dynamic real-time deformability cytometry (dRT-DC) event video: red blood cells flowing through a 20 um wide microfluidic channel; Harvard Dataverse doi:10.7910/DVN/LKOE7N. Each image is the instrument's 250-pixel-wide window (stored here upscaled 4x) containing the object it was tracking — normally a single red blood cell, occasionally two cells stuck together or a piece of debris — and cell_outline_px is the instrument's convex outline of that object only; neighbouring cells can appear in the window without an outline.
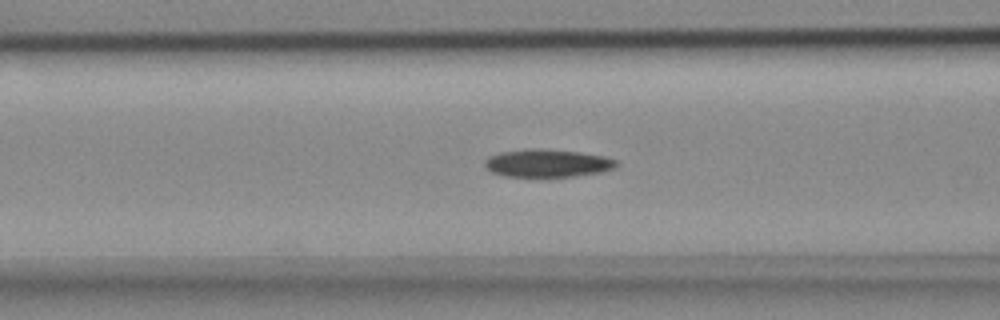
{"species": "common noctule bat (a hibernating species)", "species_latin": "Nyctalus noctula", "temperature_condition": "cold", "stored_images_in_passage": 48, "camera_frame_rate_fps": 3000, "um_per_image_px": 0.085, "animal": {"sex": "female", "body_mass_g": 18.4}, "frame": {"image": 1, "passage_image": 15, "time_ms": 4.667, "image_size_px": [1000, 320], "cell_outline_px": [[620, 164], [612, 168], [600, 172], [576, 176], [548, 180], [504, 176], [492, 172], [484, 164], [484, 160], [488, 156], [500, 152], [532, 148], [540, 148], [580, 152], [604, 156], [616, 160]], "centroid_in_image_um": [46.5, 13.91], "position_along_channel_um": 120.1, "area_um2": 22.31}}
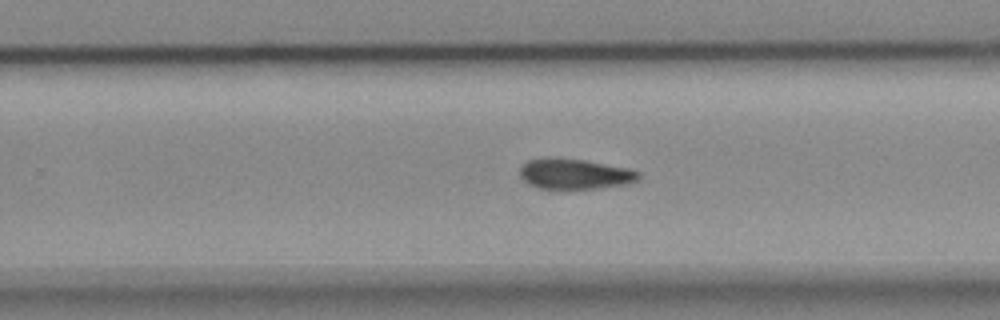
{"frame": {"image": 2, "passage_image": 28, "time_ms": 9.0, "image_size_px": [1000, 320], "cell_outline_px": [[640, 176], [636, 180], [628, 184], [600, 188], [568, 192], [564, 192], [540, 188], [532, 184], [520, 176], [520, 168], [528, 160], [544, 156], [556, 156], [584, 160], [628, 168], [640, 172]], "centroid_in_image_um": [48.84, 14.81], "position_along_channel_um": 281.0, "area_um2": 21.96}}
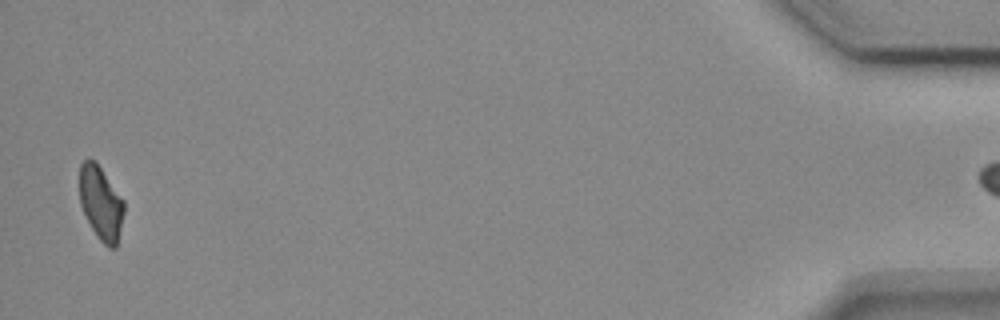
{"frame": {"image": 3, "passage_image": 47, "time_ms": 15.333, "image_size_px": [1000, 320], "cell_outline_px": [[124, 212], [116, 248], [108, 248], [96, 236], [80, 204], [80, 164], [84, 160], [96, 160], [124, 200]], "centroid_in_image_um": [8.59, 17.25], "position_along_channel_um": 426.6, "area_um2": 19.07}}